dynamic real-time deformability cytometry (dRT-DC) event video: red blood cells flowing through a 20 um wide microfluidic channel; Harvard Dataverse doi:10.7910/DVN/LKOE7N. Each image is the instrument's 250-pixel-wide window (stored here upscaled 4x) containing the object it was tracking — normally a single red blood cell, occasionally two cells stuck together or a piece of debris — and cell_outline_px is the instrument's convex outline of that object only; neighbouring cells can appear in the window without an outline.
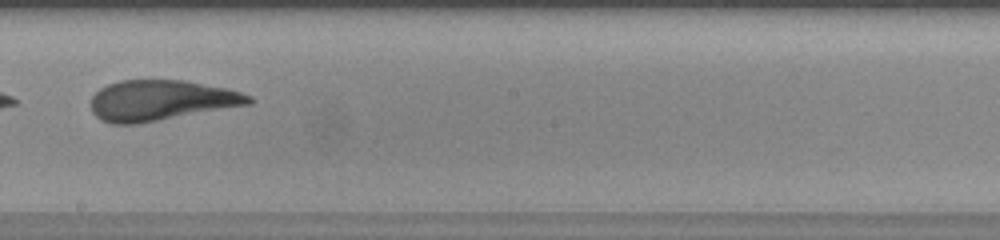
{"species": "human", "species_latin": "Homo sapiens", "temperature_condition": "warm", "stored_images_in_passage": 45, "camera_frame_rate_fps": 3000, "um_per_image_px": 0.085, "donor": {"sex": "female"}, "frame": {"image": 1, "passage_image": 25, "time_ms": 8.0, "image_size_px": [1000, 240], "cell_outline_px": [[252, 104], [136, 124], [112, 124], [100, 120], [92, 112], [92, 96], [100, 88], [108, 84], [120, 80], [184, 80], [224, 88], [240, 92], [252, 96]], "centroid_in_image_um": [13.67, 8.53], "position_along_channel_um": 234.5, "area_um2": 37.11}}
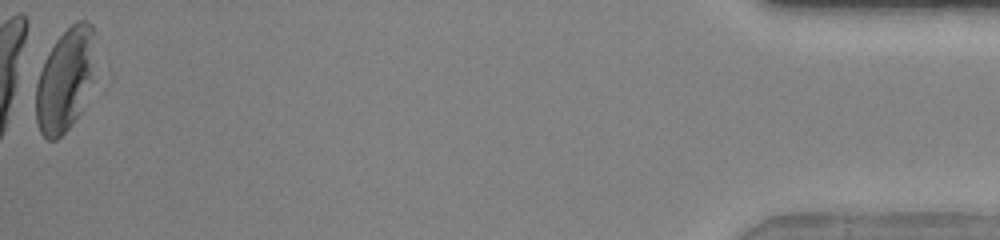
{"frame": {"image": 2, "passage_image": 45, "time_ms": 14.667, "image_size_px": [1000, 240], "cell_outline_px": [[96, 32], [92, 80], [80, 112], [72, 124], [56, 140], [48, 140], [40, 132], [36, 120], [36, 84], [44, 60], [48, 52], [56, 40], [76, 20], [88, 20], [92, 24]], "centroid_in_image_um": [5.55, 6.75], "position_along_channel_um": 429.7, "area_um2": 35.66}, "authors_computed_cell_mechanics": {"area_um2": 37.57, "velocity_mm_per_s": 4.1958, "shape_relaxation_time_tau1_ms": 2.3417, "shape_relaxation_time_tau2_ms": 1.2718, "deformation_change_tau1": 0.3156, "deformation_change_tau2": 0.1094}}